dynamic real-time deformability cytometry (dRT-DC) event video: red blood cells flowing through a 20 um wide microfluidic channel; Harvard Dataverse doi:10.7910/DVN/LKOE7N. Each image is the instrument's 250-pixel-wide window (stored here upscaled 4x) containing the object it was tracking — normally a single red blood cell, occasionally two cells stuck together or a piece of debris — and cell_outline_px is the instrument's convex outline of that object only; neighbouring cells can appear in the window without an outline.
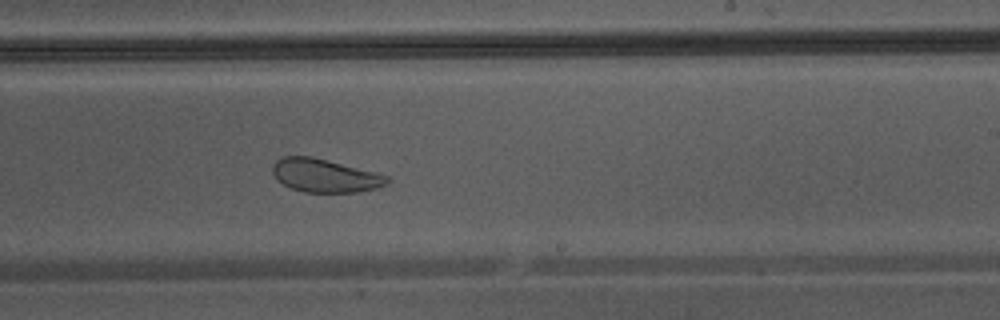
{"species": "Egyptian fruit bat (a non-hibernating species)", "species_latin": "Rousettus aegyptiacus", "temperature_condition": "warm", "stored_images_in_passage": 29, "camera_frame_rate_fps": 3000, "um_per_image_px": 0.085, "animal": {"sex": "male"}, "frame": {"image": 1, "passage_image": 17, "time_ms": 5.333, "image_size_px": [1000, 320], "cell_outline_px": [[388, 180], [384, 184], [376, 188], [356, 192], [304, 192], [292, 188], [276, 180], [272, 172], [272, 164], [276, 160], [284, 156], [312, 156], [376, 172], [388, 176]], "centroid_in_image_um": [27.56, 14.91], "position_along_channel_um": 261.4, "area_um2": 22.14}}
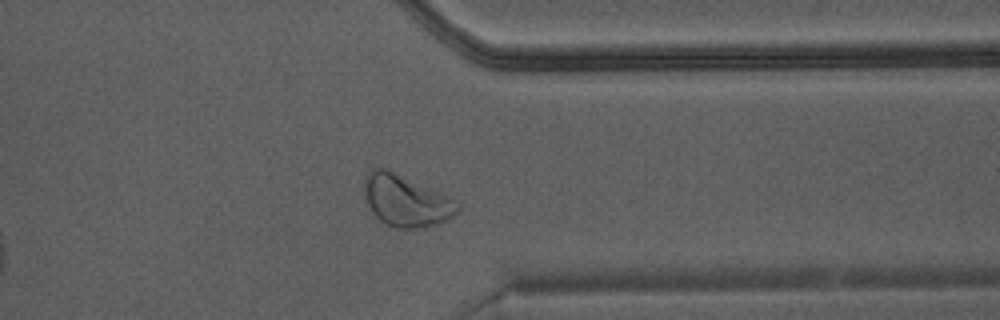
{"frame": {"image": 2, "passage_image": 25, "time_ms": 8.0, "image_size_px": [1000, 320], "cell_outline_px": [[460, 212], [448, 220], [440, 224], [424, 228], [396, 228], [380, 220], [368, 208], [364, 196], [364, 180], [372, 168], [384, 168], [460, 200]], "centroid_in_image_um": [34.57, 17.09], "position_along_channel_um": 376.8, "area_um2": 28.44}}